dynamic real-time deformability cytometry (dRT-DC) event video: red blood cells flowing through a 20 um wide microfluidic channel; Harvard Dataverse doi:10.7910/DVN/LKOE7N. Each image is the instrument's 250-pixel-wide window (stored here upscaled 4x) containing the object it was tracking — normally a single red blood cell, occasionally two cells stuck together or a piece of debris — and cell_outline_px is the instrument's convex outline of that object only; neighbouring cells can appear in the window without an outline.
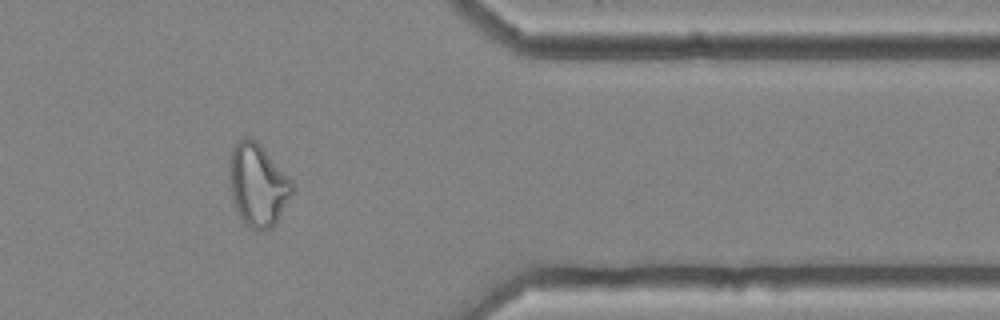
{"species": "common noctule bat (a hibernating species)", "species_latin": "Nyctalus noctula", "temperature_condition": "cold", "stored_images_in_passage": 34, "camera_frame_rate_fps": 3000, "um_per_image_px": 0.085, "animal": {"sex": "female", "body_mass_g": 25.1}, "frame": {"image": 1, "passage_image": 29, "time_ms": 9.333, "image_size_px": [1000, 320], "cell_outline_px": [[292, 192], [276, 224], [272, 228], [264, 232], [256, 232], [244, 224], [240, 220], [236, 212], [232, 196], [232, 148], [244, 136], [248, 136], [256, 140], [260, 144], [292, 180]], "centroid_in_image_um": [21.94, 15.79], "position_along_channel_um": 389.5, "area_um2": 29.82}, "authors_computed_cell_mechanics": {"area_um2": 25.9811, "velocity_mm_per_s": 3.6348, "shape_relaxation_time_tau1_ms": null, "shape_relaxation_time_tau2_ms": 1.5643, "deformation_change_tau1": null, "deformation_change_tau2": 0.0906}}